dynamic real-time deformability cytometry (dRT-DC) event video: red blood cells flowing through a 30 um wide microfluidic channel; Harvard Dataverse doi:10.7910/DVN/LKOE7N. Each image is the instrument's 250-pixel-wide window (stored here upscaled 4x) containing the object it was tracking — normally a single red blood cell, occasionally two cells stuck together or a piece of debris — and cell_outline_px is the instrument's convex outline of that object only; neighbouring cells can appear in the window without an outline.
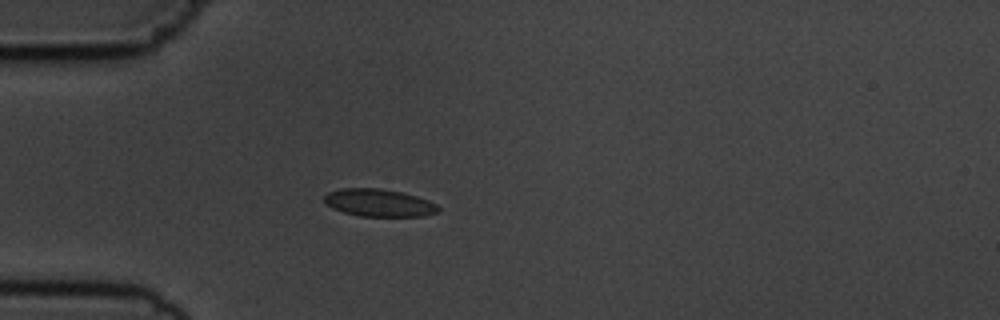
{"species": "common noctule bat (a hibernating species)", "species_latin": "Nyctalus noctula", "temperature_condition": "cold", "stored_images_in_passage": 4, "camera_frame_rate_fps": 3000, "um_per_image_px": 0.085, "animal": {"sex": "male", "body_mass_g": 19.5, "forearm_length_mm": 54.6}, "frame": {"image": 1, "passage_image": 3, "time_ms": 2.333, "image_size_px": [1000, 320], "cell_outline_px": [[440, 208], [436, 212], [424, 216], [360, 216], [344, 212], [332, 208], [324, 200], [324, 196], [328, 192], [340, 188], [380, 188], [404, 192], [428, 200], [436, 204]], "centroid_in_image_um": [32.21, 17.23], "position_along_channel_um": 52.8, "area_um2": 18.26}}